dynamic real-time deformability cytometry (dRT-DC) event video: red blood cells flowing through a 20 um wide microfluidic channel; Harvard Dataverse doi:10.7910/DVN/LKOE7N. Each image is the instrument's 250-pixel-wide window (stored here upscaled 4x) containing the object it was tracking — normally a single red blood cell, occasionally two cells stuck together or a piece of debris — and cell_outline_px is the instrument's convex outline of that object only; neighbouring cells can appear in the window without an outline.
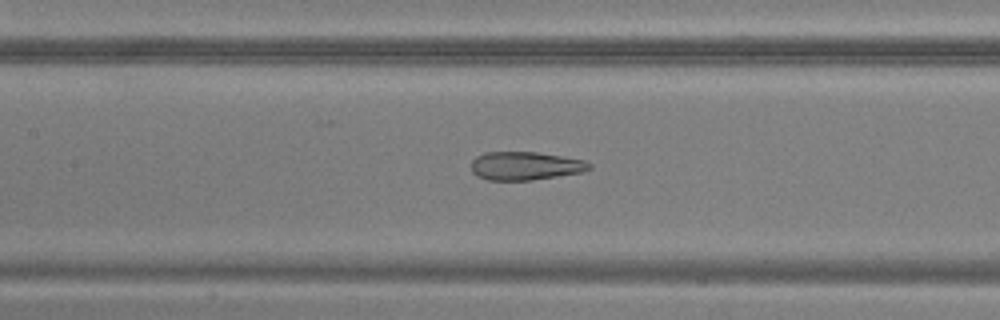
{"species": "common noctule bat (a hibernating species)", "species_latin": "Nyctalus noctula", "temperature_condition": "warm", "stored_images_in_passage": 45, "camera_frame_rate_fps": 3000, "um_per_image_px": 0.085, "animal": {"sex": "male", "body_mass_g": 20.5, "forearm_length_mm": 52.5}, "frame": {"image": 1, "passage_image": 22, "time_ms": 7.0, "image_size_px": [1000, 320], "cell_outline_px": [[592, 168], [580, 172], [532, 180], [488, 180], [476, 176], [472, 172], [472, 160], [476, 156], [484, 152], [536, 152], [588, 160], [592, 164]], "centroid_in_image_um": [44.65, 14.09], "position_along_channel_um": 162.7, "area_um2": 19.59}}
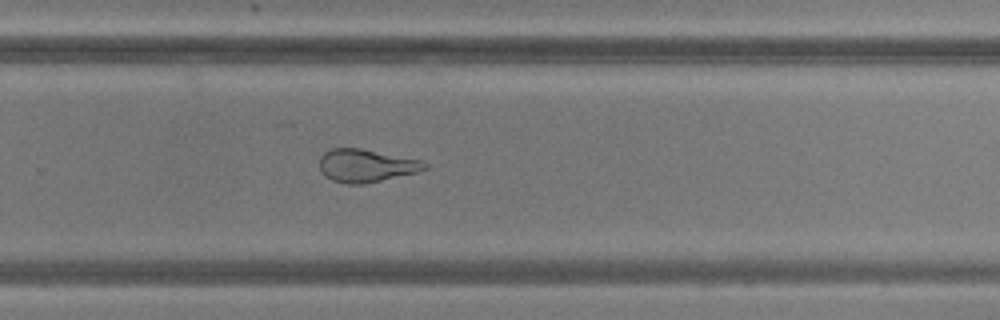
{"frame": {"image": 2, "passage_image": 32, "time_ms": 10.333, "image_size_px": [1000, 320], "cell_outline_px": [[428, 168], [416, 172], [364, 184], [348, 184], [332, 180], [324, 176], [320, 172], [320, 156], [324, 152], [332, 148], [360, 148], [420, 160], [428, 164]], "centroid_in_image_um": [31.08, 14.08], "position_along_channel_um": 298.7, "area_um2": 20.06}}
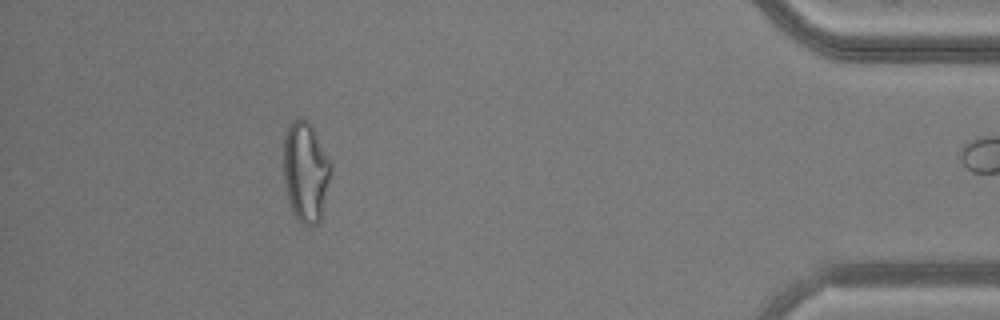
{"frame": {"image": 3, "passage_image": 44, "time_ms": 14.333, "image_size_px": [1000, 320], "cell_outline_px": [[332, 168], [320, 220], [312, 228], [308, 228], [300, 224], [292, 212], [288, 200], [284, 180], [284, 136], [288, 124], [292, 120], [304, 116], [312, 124], [332, 164]], "centroid_in_image_um": [25.97, 14.59], "position_along_channel_um": 409.2, "area_um2": 28.21}}